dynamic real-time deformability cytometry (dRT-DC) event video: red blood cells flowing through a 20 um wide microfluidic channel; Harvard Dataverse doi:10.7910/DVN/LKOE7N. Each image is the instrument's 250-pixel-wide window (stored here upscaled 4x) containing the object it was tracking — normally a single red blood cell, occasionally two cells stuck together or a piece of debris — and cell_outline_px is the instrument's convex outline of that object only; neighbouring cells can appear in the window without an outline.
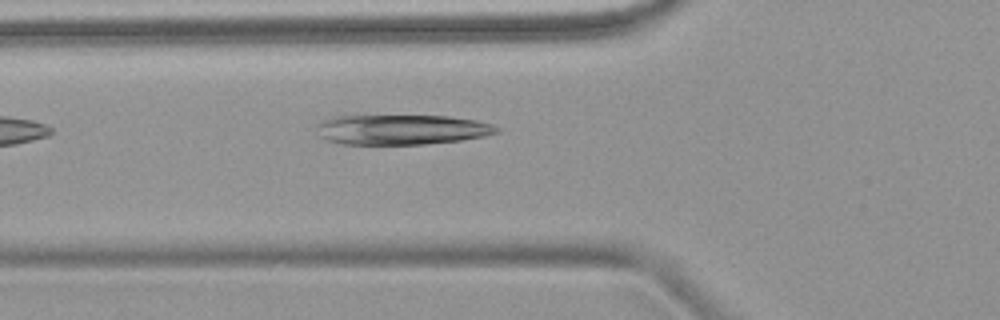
{"species": "common noctule bat (a hibernating species)", "species_latin": "Nyctalus noctula", "temperature_condition": "warm", "stored_images_in_passage": 3, "camera_frame_rate_fps": 3000, "um_per_image_px": 0.085, "animal": {"sex": "female", "body_mass_g": 18.4}, "frame": {"image": 1, "passage_image": 3, "time_ms": 2.333, "image_size_px": [1000, 320], "cell_outline_px": [[500, 132], [484, 136], [460, 140], [424, 144], [340, 144], [324, 140], [320, 136], [316, 124], [320, 120], [332, 116], [448, 116], [476, 120], [492, 124], [500, 128]], "centroid_in_image_um": [34.1, 11.01], "position_along_channel_um": 91.7, "area_um2": 31.67}}